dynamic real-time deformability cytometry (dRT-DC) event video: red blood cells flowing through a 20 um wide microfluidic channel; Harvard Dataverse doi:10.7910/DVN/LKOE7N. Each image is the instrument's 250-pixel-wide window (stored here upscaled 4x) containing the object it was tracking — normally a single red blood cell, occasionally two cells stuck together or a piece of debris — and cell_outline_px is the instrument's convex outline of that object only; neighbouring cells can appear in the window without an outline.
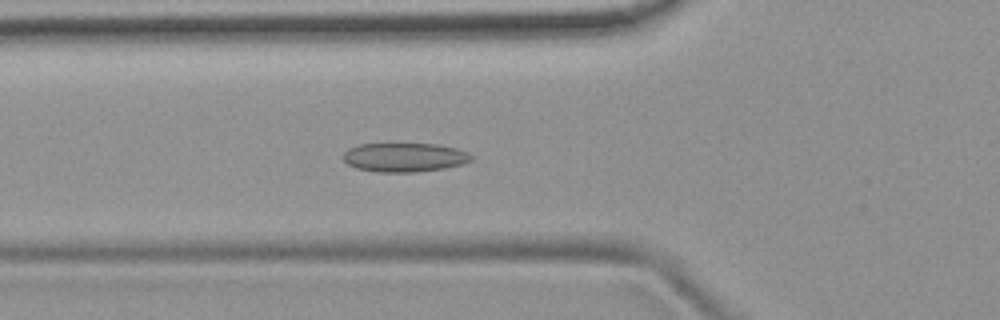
{"species": "common noctule bat (a hibernating species)", "species_latin": "Nyctalus noctula", "temperature_condition": "room temperature", "stored_images_in_passage": 45, "camera_frame_rate_fps": 3000, "um_per_image_px": 0.085, "animal": {"sex": "female", "body_mass_g": 19.9}, "frame": {"image": 1, "passage_image": 18, "time_ms": 5.667, "image_size_px": [1000, 320], "cell_outline_px": [[472, 160], [460, 164], [444, 168], [416, 172], [380, 172], [356, 168], [348, 164], [344, 160], [344, 152], [348, 148], [360, 144], [436, 144], [456, 148], [472, 156]], "centroid_in_image_um": [34.35, 13.37], "position_along_channel_um": 91.5, "area_um2": 21.39}}
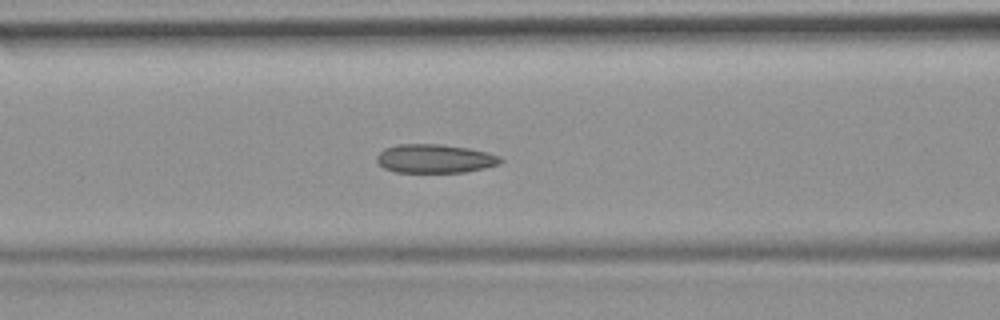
{"frame": {"image": 2, "passage_image": 21, "time_ms": 6.667, "image_size_px": [1000, 320], "cell_outline_px": [[504, 160], [500, 164], [484, 168], [464, 172], [396, 172], [384, 168], [376, 160], [376, 156], [384, 148], [400, 144], [440, 144], [468, 148], [488, 152], [500, 156]], "centroid_in_image_um": [36.98, 13.48], "position_along_channel_um": 129.6, "area_um2": 20.75}}
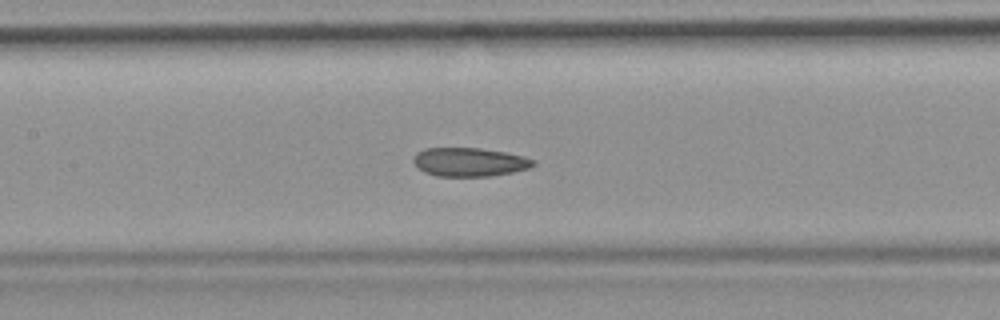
{"frame": {"image": 3, "passage_image": 24, "time_ms": 7.667, "image_size_px": [1000, 320], "cell_outline_px": [[536, 164], [528, 168], [512, 172], [492, 176], [436, 176], [424, 172], [412, 160], [416, 152], [424, 148], [480, 148], [504, 152], [524, 156], [536, 160]], "centroid_in_image_um": [39.91, 13.77], "position_along_channel_um": 167.5, "area_um2": 20.06}, "authors_computed_cell_mechanics": {"area_um2": 21.097, "velocity_mm_per_s": 3.7862, "shape_relaxation_time_tau1_ms": null, "shape_relaxation_time_tau2_ms": 2.0045, "deformation_change_tau1": null, "deformation_change_tau2": 0.0763}}